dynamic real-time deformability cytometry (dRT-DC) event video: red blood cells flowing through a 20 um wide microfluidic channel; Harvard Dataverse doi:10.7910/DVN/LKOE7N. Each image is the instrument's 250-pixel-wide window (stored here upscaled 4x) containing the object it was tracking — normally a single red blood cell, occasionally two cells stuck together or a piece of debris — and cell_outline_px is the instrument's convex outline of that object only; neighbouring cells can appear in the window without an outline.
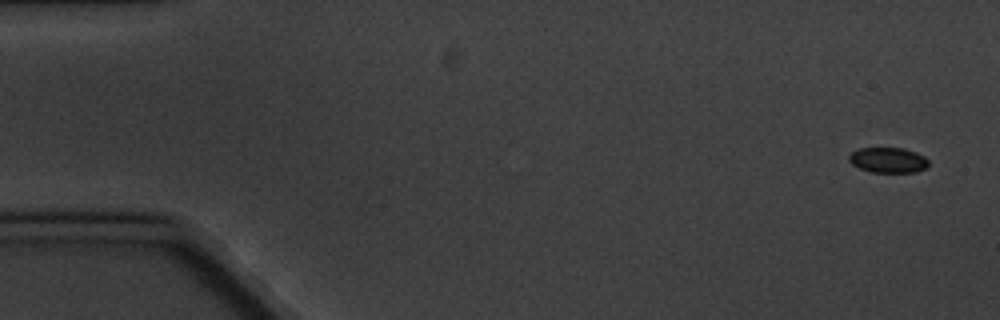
{"species": "common noctule bat (a hibernating species)", "species_latin": "Nyctalus noctula", "temperature_condition": "cold", "stored_images_in_passage": 6, "camera_frame_rate_fps": 3000, "um_per_image_px": 0.085, "animal": {"sex": "male", "body_mass_g": 20.1, "forearm_length_mm": 53.5}, "frame": {"image": 1, "passage_image": 1, "time_ms": 0.0, "image_size_px": [1000, 320], "cell_outline_px": [[928, 164], [924, 168], [916, 172], [872, 172], [860, 168], [852, 164], [848, 160], [848, 156], [856, 148], [904, 148], [916, 152], [924, 156], [928, 160]], "centroid_in_image_um": [75.47, 13.6], "position_along_channel_um": 9.5, "area_um2": 11.73}}
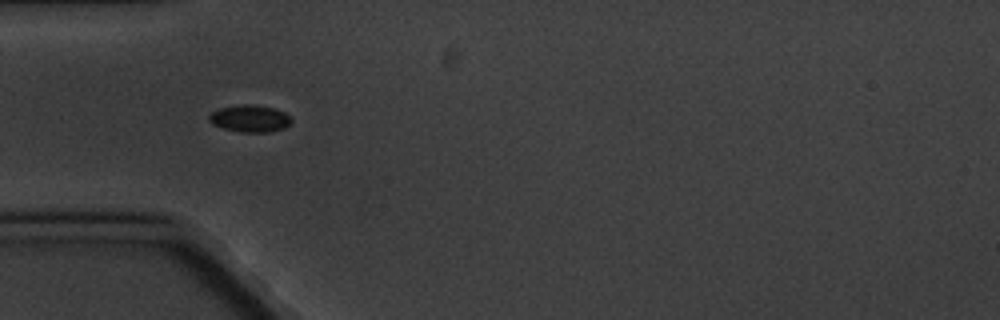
{"frame": {"image": 2, "passage_image": 5, "time_ms": 5.333, "image_size_px": [1000, 320], "cell_outline_px": [[292, 120], [284, 128], [268, 132], [240, 132], [224, 128], [212, 124], [208, 120], [208, 116], [212, 112], [220, 108], [244, 104], [248, 104], [272, 108], [284, 112], [292, 116]], "centroid_in_image_um": [21.24, 10.08], "position_along_channel_um": 63.8, "area_um2": 12.83}}